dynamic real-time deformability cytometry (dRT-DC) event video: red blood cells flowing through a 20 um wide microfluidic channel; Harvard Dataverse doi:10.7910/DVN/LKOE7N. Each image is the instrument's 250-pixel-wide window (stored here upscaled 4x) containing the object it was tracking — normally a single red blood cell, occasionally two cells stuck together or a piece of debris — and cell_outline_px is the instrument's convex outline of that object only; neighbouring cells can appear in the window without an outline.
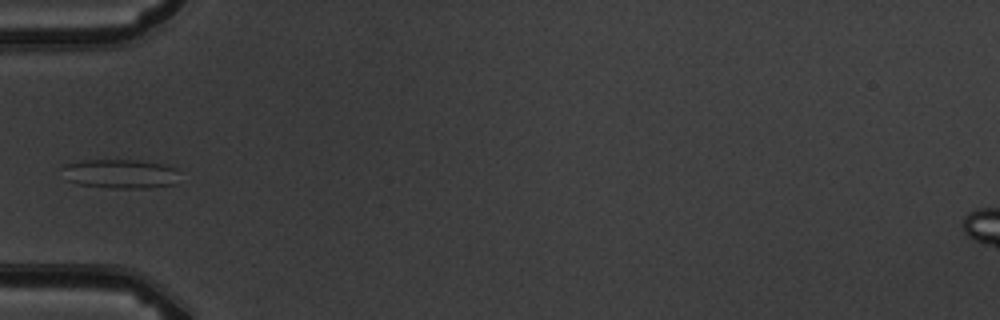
{"species": "common noctule bat (a hibernating species)", "species_latin": "Nyctalus noctula", "temperature_condition": "warm", "stored_images_in_passage": 6, "camera_frame_rate_fps": 3000, "um_per_image_px": 0.085, "animal": {"sex": "male", "body_mass_g": 19.5, "forearm_length_mm": 54.6}, "frame": {"image": 1, "passage_image": 5, "time_ms": 5.333, "image_size_px": [1000, 320], "cell_outline_px": [[176, 184], [148, 188], [116, 188], [76, 184], [68, 180], [60, 168], [64, 164], [84, 160], [136, 160], [160, 164], [176, 168]], "centroid_in_image_um": [10.17, 14.77], "position_along_channel_um": 74.8, "area_um2": 19.83}}
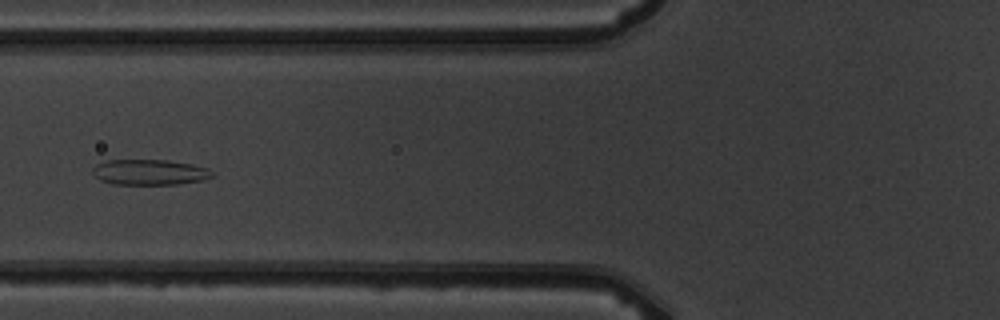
{"frame": {"image": 2, "passage_image": 6, "time_ms": 6.333, "image_size_px": [1000, 320], "cell_outline_px": [[212, 176], [200, 180], [176, 184], [112, 184], [100, 180], [92, 172], [92, 168], [96, 164], [108, 160], [168, 160], [192, 164], [208, 168], [212, 172]], "centroid_in_image_um": [12.68, 14.63], "position_along_channel_um": 113.1, "area_um2": 17.63}}